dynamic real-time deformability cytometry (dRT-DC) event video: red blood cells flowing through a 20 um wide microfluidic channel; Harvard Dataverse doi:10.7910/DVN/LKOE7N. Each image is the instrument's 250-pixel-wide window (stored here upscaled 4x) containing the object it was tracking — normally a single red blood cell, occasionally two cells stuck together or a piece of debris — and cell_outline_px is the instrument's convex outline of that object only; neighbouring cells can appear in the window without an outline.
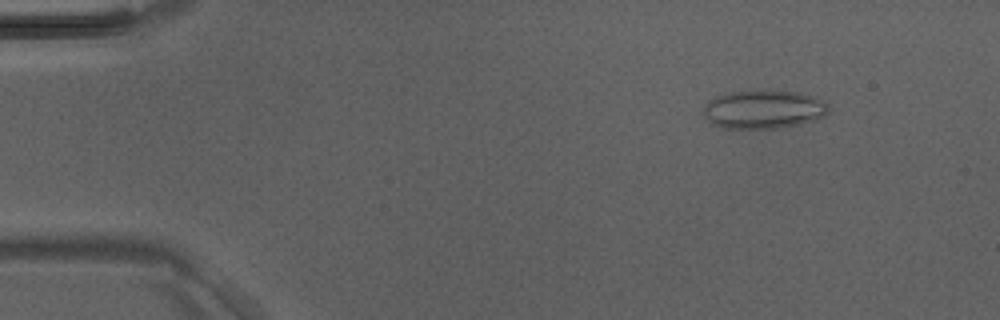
{"species": "Egyptian fruit bat (a non-hibernating species)", "species_latin": "Rousettus aegyptiacus", "temperature_condition": "room temperature", "stored_images_in_passage": 4, "camera_frame_rate_fps": 3000, "um_per_image_px": 0.085, "animal": {"sex": "male"}, "frame": {"image": 1, "passage_image": 2, "time_ms": 0.333, "image_size_px": [1000, 320], "cell_outline_px": [[828, 112], [824, 116], [816, 120], [800, 124], [780, 128], [724, 128], [712, 124], [704, 116], [704, 104], [716, 96], [732, 92], [756, 88], [800, 92], [816, 96], [828, 104]], "centroid_in_image_um": [64.93, 9.27], "position_along_channel_um": 20.1, "area_um2": 28.78}}